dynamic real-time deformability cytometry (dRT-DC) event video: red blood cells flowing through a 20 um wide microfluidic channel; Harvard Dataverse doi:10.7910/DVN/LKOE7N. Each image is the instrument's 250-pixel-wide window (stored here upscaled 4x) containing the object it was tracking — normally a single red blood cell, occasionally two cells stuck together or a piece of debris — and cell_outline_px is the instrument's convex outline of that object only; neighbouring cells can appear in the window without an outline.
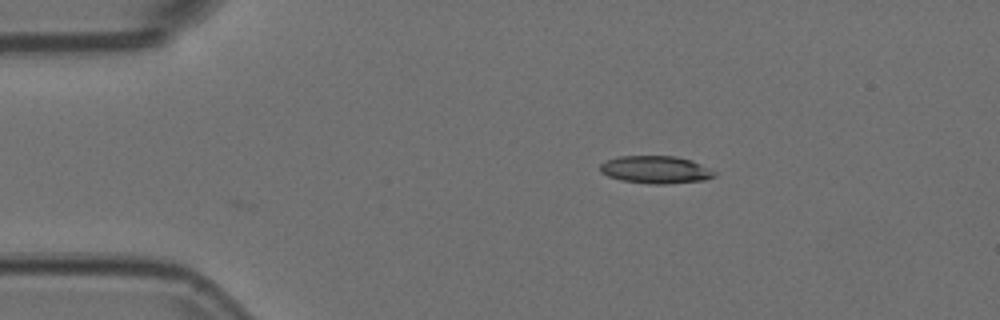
{"species": "Egyptian fruit bat (a non-hibernating species)", "species_latin": "Rousettus aegyptiacus", "temperature_condition": "room temperature", "stored_images_in_passage": 2, "camera_frame_rate_fps": 3000, "um_per_image_px": 0.085, "animal": {"sex": "female"}, "frame": {"image": 1, "passage_image": 2, "time_ms": 0.333, "image_size_px": [1000, 320], "cell_outline_px": [[716, 176], [704, 180], [664, 184], [652, 184], [620, 180], [608, 176], [600, 172], [600, 164], [604, 160], [616, 156], [676, 156], [692, 160], [716, 172]], "centroid_in_image_um": [55.69, 14.41], "position_along_channel_um": 29.3, "area_um2": 18.5}}